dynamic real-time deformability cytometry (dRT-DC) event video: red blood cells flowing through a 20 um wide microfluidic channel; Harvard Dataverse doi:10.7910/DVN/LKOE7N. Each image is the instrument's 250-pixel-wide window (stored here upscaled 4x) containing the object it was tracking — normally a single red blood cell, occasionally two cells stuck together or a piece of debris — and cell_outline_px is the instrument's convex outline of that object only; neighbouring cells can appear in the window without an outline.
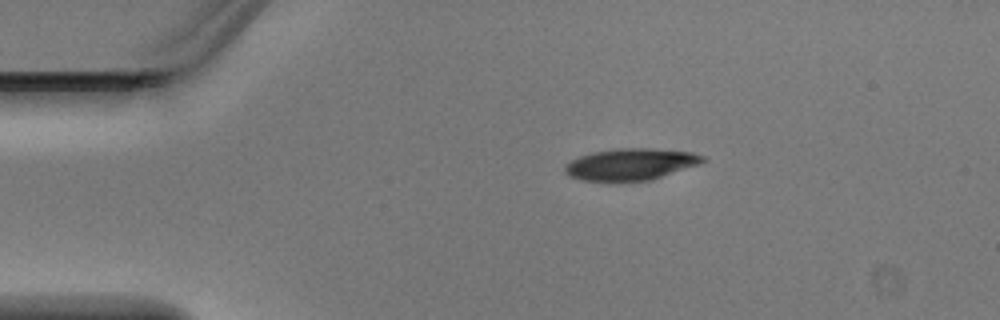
{"species": "Egyptian fruit bat (a non-hibernating species)", "species_latin": "Rousettus aegyptiacus", "temperature_condition": "warm", "stored_images_in_passage": 2, "camera_frame_rate_fps": 3000, "um_per_image_px": 0.085, "animal": {"sex": "male"}, "frame": {"image": 1, "passage_image": 1, "time_ms": 0.0, "image_size_px": [1000, 320], "cell_outline_px": [[708, 160], [652, 180], [580, 180], [568, 176], [564, 172], [564, 164], [580, 156], [592, 152], [616, 148], [652, 148], [692, 152], [704, 156]], "centroid_in_image_um": [53.58, 13.94], "position_along_channel_um": 31.4, "area_um2": 25.26}}
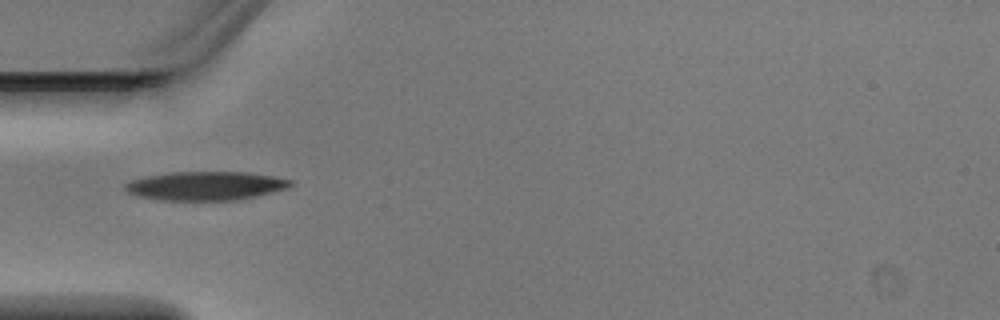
{"frame": {"image": 2, "passage_image": 2, "time_ms": 0.333, "image_size_px": [1000, 320], "cell_outline_px": [[292, 184], [288, 188], [240, 200], [160, 200], [140, 196], [128, 192], [124, 188], [124, 184], [132, 180], [148, 176], [172, 172], [244, 172], [272, 176], [292, 180]], "centroid_in_image_um": [17.49, 15.8], "position_along_channel_um": 67.5, "area_um2": 27.51}}